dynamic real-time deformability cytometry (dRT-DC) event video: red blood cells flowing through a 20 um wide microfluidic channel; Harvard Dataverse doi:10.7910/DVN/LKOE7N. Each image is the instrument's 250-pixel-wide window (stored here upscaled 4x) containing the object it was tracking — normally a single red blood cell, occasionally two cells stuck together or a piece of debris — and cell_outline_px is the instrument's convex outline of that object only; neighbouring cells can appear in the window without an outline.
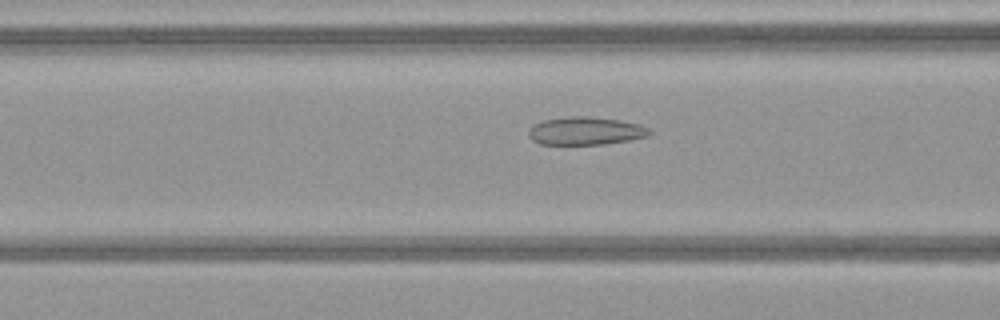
{"species": "common noctule bat (a hibernating species)", "species_latin": "Nyctalus noctula", "temperature_condition": "warm", "stored_images_in_passage": 51, "camera_frame_rate_fps": 3000, "um_per_image_px": 0.085, "animal": {"sex": "female", "body_mass_g": 21.9}, "frame": {"image": 1, "passage_image": 21, "time_ms": 6.667, "image_size_px": [1000, 320], "cell_outline_px": [[652, 132], [648, 136], [628, 140], [604, 144], [540, 144], [532, 140], [528, 136], [528, 132], [536, 124], [544, 120], [572, 116], [588, 116], [620, 120], [640, 124], [648, 128]], "centroid_in_image_um": [49.8, 11.13], "position_along_channel_um": 116.8, "area_um2": 19.54}}
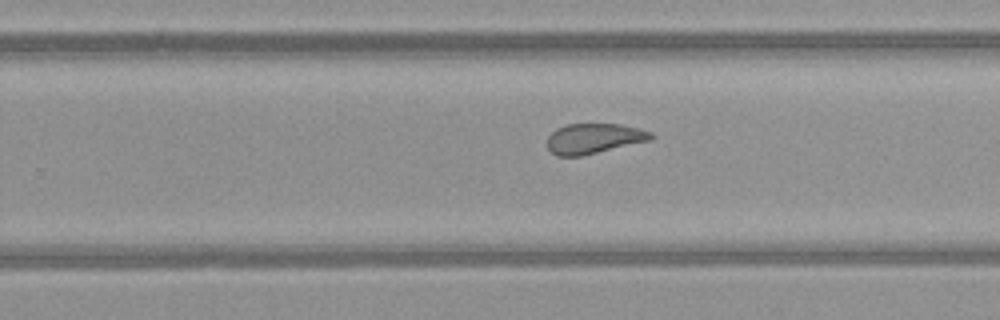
{"frame": {"image": 2, "passage_image": 33, "time_ms": 10.667, "image_size_px": [1000, 320], "cell_outline_px": [[656, 136], [652, 140], [584, 156], [556, 156], [548, 148], [548, 136], [556, 128], [568, 124], [620, 124], [652, 132]], "centroid_in_image_um": [50.51, 11.78], "position_along_channel_um": 279.3, "area_um2": 18.44}}
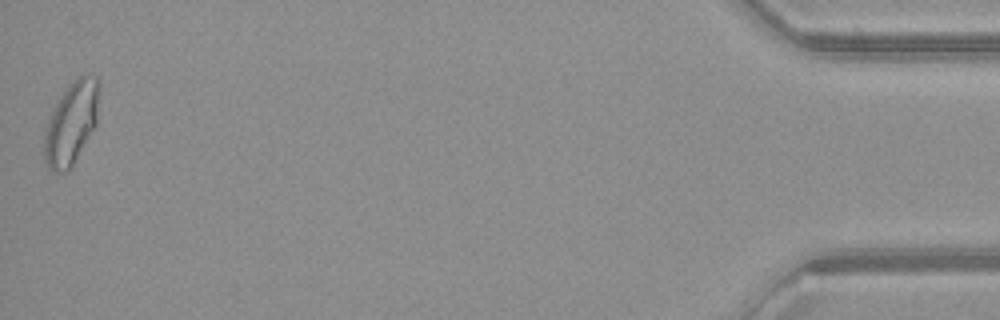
{"frame": {"image": 3, "passage_image": 51, "time_ms": 16.667, "image_size_px": [1000, 320], "cell_outline_px": [[100, 84], [96, 124], [72, 168], [64, 172], [52, 172], [48, 168], [44, 160], [44, 132], [48, 116], [60, 96], [68, 84], [84, 72], [96, 76], [100, 80]], "centroid_in_image_um": [6.06, 10.44], "position_along_channel_um": 429.1, "area_um2": 27.05}, "authors_computed_cell_mechanics": {"area_um2": 21.6172, "velocity_mm_per_s": 4.0643, "shape_relaxation_time_tau1_ms": null, "shape_relaxation_time_tau2_ms": 1.1972, "deformation_change_tau1": null, "deformation_change_tau2": 0.0758}}